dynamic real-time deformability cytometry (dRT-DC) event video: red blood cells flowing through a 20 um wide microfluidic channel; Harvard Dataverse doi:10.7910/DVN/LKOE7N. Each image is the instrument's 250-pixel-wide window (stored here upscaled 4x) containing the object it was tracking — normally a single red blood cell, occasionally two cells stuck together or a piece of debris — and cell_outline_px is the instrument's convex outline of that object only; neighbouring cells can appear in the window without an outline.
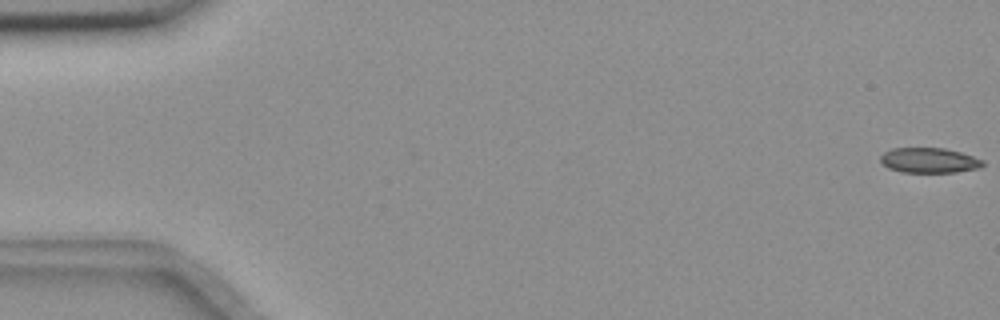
{"species": "common noctule bat (a hibernating species)", "species_latin": "Nyctalus noctula", "temperature_condition": "room temperature", "stored_images_in_passage": 56, "camera_frame_rate_fps": 3000, "um_per_image_px": 0.085, "animal": {"sex": "female", "body_mass_g": 18.4}, "frame": {"image": 1, "passage_image": 1, "time_ms": 0.0, "image_size_px": [1000, 320], "cell_outline_px": [[984, 164], [980, 168], [956, 172], [900, 172], [888, 168], [880, 160], [880, 156], [884, 152], [892, 148], [944, 148], [960, 152], [984, 160]], "centroid_in_image_um": [78.98, 13.63], "position_along_channel_um": 6.0, "area_um2": 14.97}}
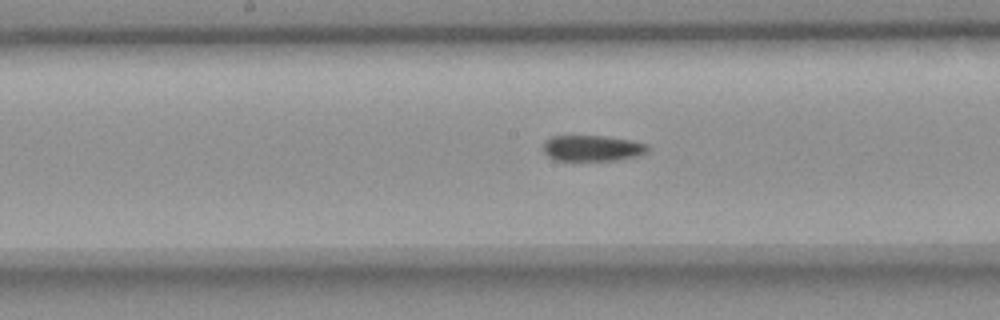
{"frame": {"image": 2, "passage_image": 29, "time_ms": 9.333, "image_size_px": [1000, 320], "cell_outline_px": [[648, 152], [640, 156], [616, 160], [552, 160], [544, 152], [544, 140], [552, 136], [604, 136], [628, 140], [648, 144]], "centroid_in_image_um": [50.35, 12.6], "position_along_channel_um": 197.9, "area_um2": 15.78}}
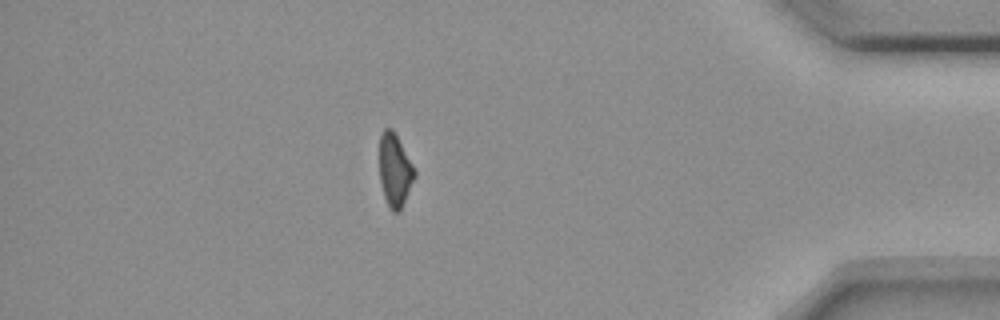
{"frame": {"image": 3, "passage_image": 49, "time_ms": 16.0, "image_size_px": [1000, 320], "cell_outline_px": [[416, 176], [400, 212], [392, 212], [384, 196], [380, 180], [380, 136], [384, 128], [392, 128], [412, 164], [416, 172]], "centroid_in_image_um": [33.57, 14.5], "position_along_channel_um": 401.6, "area_um2": 14.74}}